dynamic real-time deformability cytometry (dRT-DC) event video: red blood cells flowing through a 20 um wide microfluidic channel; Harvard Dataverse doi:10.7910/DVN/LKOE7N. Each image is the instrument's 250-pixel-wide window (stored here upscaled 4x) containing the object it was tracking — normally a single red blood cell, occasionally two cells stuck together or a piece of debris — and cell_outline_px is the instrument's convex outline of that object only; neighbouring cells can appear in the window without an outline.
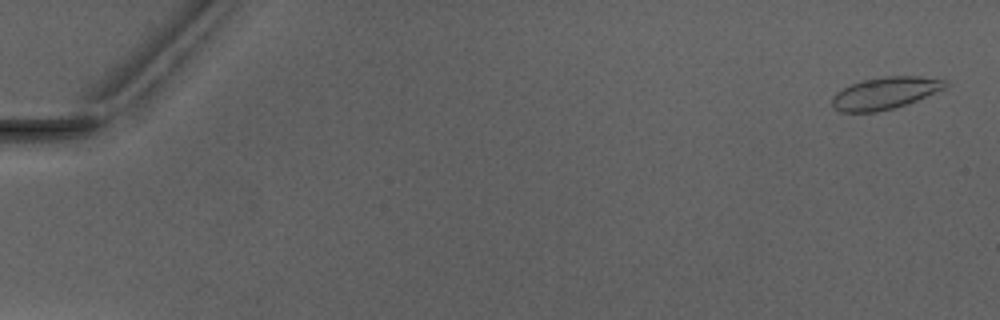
{"species": "Egyptian fruit bat (a non-hibernating species)", "species_latin": "Rousettus aegyptiacus", "temperature_condition": "warm", "stored_images_in_passage": 8, "camera_frame_rate_fps": 3000, "um_per_image_px": 0.085, "animal": {"sex": "male"}, "frame": {"image": 1, "passage_image": 1, "time_ms": 0.0, "image_size_px": [1000, 320], "cell_outline_px": [[948, 84], [944, 88], [916, 100], [892, 108], [876, 112], [840, 112], [832, 104], [832, 96], [836, 92], [852, 84], [864, 80], [884, 76], [920, 76], [948, 80]], "centroid_in_image_um": [75.22, 7.9], "position_along_channel_um": 9.8, "area_um2": 20.81}}
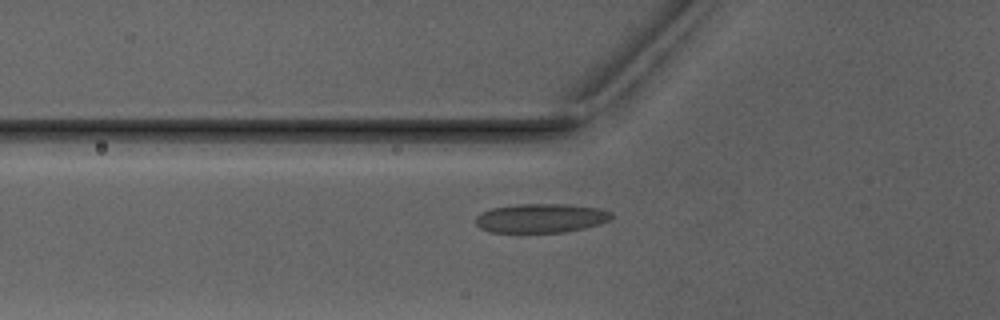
{"frame": {"image": 2, "passage_image": 8, "time_ms": 9.333, "image_size_px": [1000, 320], "cell_outline_px": [[612, 216], [608, 220], [600, 224], [584, 228], [564, 232], [492, 232], [480, 228], [476, 224], [476, 216], [492, 208], [516, 204], [564, 204], [600, 208], [612, 212]], "centroid_in_image_um": [45.99, 18.54], "position_along_channel_um": 79.8, "area_um2": 22.89}}